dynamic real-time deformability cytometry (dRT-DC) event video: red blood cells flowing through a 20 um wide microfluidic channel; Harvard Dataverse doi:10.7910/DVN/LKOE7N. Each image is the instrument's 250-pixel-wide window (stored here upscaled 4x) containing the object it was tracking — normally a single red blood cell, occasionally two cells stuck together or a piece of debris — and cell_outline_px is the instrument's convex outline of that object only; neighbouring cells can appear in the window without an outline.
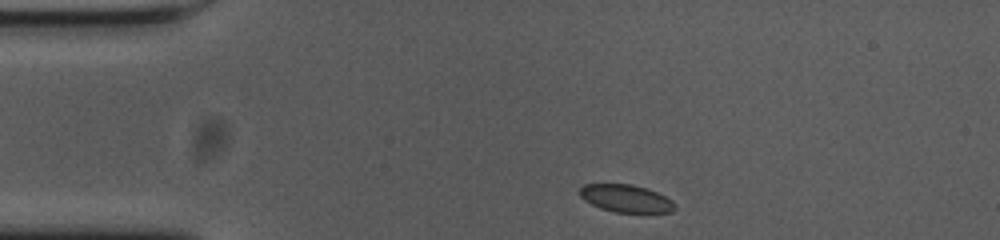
{"species": "common noctule bat (a hibernating species)", "species_latin": "Nyctalus noctula", "temperature_condition": "cold", "stored_images_in_passage": 46, "camera_frame_rate_fps": 3000, "um_per_image_px": 0.085, "animal": {"sex": "female", "body_mass_g": 23.0, "forearm_length_mm": 53.4}, "frame": {"image": 1, "passage_image": 1, "time_ms": 0.0, "image_size_px": [1000, 240], "cell_outline_px": [[676, 208], [672, 212], [616, 212], [600, 208], [584, 200], [580, 196], [580, 188], [584, 184], [632, 184], [656, 192], [672, 200]], "centroid_in_image_um": [53.19, 16.86], "position_along_channel_um": 31.8, "area_um2": 15.09}}
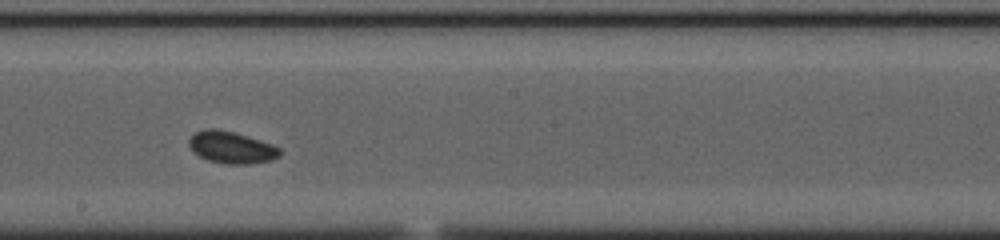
{"frame": {"image": 2, "passage_image": 21, "time_ms": 6.667, "image_size_px": [1000, 240], "cell_outline_px": [[280, 156], [272, 160], [248, 164], [228, 164], [208, 160], [200, 156], [188, 144], [188, 140], [196, 132], [204, 128], [212, 128], [232, 132], [272, 144], [280, 148]], "centroid_in_image_um": [19.68, 12.54], "position_along_channel_um": 228.5, "area_um2": 16.59}}
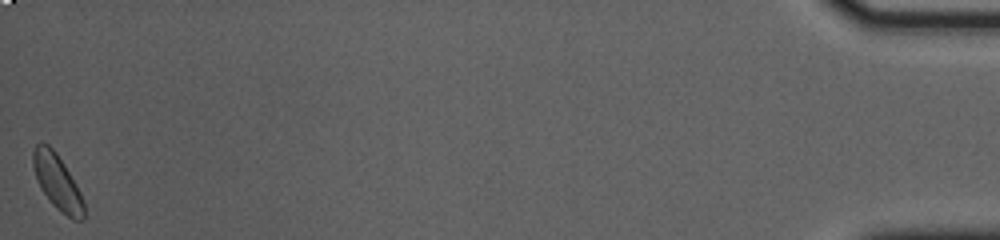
{"frame": {"image": 3, "passage_image": 46, "time_ms": 15.0, "image_size_px": [1000, 240], "cell_outline_px": [[84, 220], [72, 220], [60, 212], [52, 204], [40, 188], [32, 164], [32, 152], [36, 144], [48, 144], [56, 152], [64, 164], [76, 184], [80, 192], [84, 204]], "centroid_in_image_um": [4.87, 15.5], "position_along_channel_um": 430.3, "area_um2": 16.3}, "authors_computed_cell_mechanics": {"area_um2": 16.2707, "velocity_mm_per_s": 3.6304, "shape_relaxation_time_tau1_ms": 7.2065, "shape_relaxation_time_tau2_ms": null, "deformation_change_tau1": 0.1138, "deformation_change_tau2": null}}